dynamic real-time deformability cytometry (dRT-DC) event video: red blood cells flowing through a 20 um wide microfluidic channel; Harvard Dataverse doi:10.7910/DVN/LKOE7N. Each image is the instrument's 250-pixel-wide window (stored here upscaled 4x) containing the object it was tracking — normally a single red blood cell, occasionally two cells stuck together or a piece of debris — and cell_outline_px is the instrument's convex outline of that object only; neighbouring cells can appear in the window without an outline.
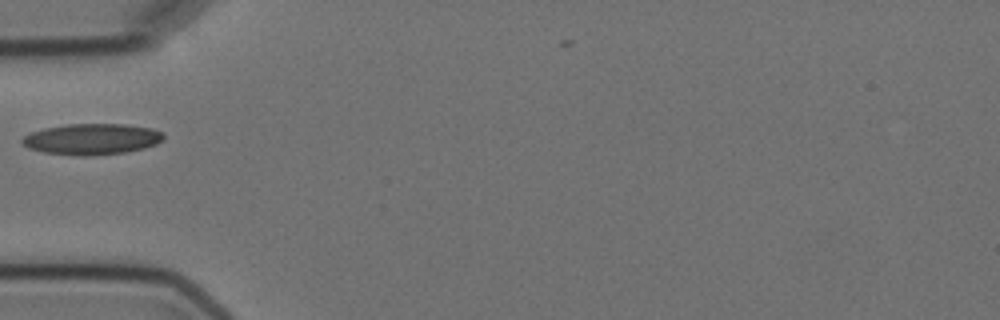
{"species": "Egyptian fruit bat (a non-hibernating species)", "species_latin": "Rousettus aegyptiacus", "temperature_condition": "cold", "stored_images_in_passage": 2, "camera_frame_rate_fps": 3000, "um_per_image_px": 0.085, "animal": {"sex": "female"}, "frame": {"image": 1, "passage_image": 1, "time_ms": 0.0, "image_size_px": [1000, 320], "cell_outline_px": [[164, 136], [156, 144], [144, 148], [124, 152], [92, 156], [80, 156], [44, 152], [28, 148], [20, 144], [20, 140], [24, 136], [32, 132], [44, 128], [68, 124], [124, 124], [152, 128], [160, 132]], "centroid_in_image_um": [7.76, 11.83], "position_along_channel_um": 77.2, "area_um2": 25.49}}